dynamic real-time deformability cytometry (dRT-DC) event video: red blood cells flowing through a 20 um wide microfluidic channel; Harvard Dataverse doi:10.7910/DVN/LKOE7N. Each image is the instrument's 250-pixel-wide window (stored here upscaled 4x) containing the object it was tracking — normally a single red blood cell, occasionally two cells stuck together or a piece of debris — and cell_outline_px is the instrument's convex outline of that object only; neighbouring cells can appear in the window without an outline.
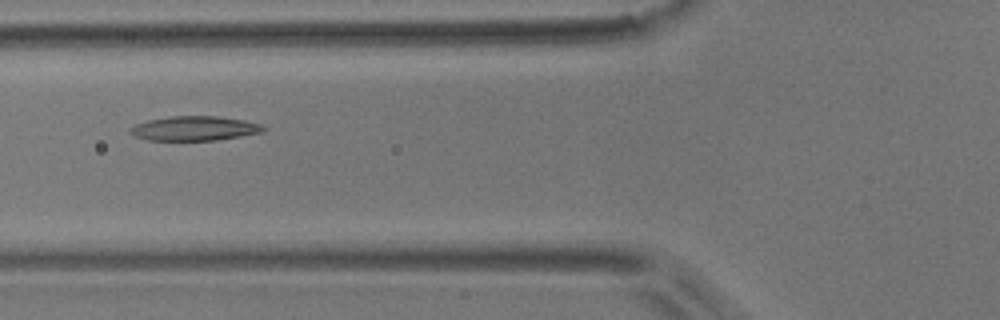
{"species": "common noctule bat (a hibernating species)", "species_latin": "Nyctalus noctula", "temperature_condition": "room temperature", "stored_images_in_passage": 14, "camera_frame_rate_fps": 3000, "um_per_image_px": 0.085, "animal": {"sex": "male", "body_mass_g": 17.9}, "frame": {"image": 1, "passage_image": 5, "time_ms": 5.667, "image_size_px": [1000, 320], "cell_outline_px": [[264, 132], [216, 140], [148, 140], [136, 136], [128, 132], [128, 128], [136, 124], [148, 120], [168, 116], [216, 116], [244, 120], [260, 124], [264, 128]], "centroid_in_image_um": [16.49, 10.91], "position_along_channel_um": 109.3, "area_um2": 18.9}}
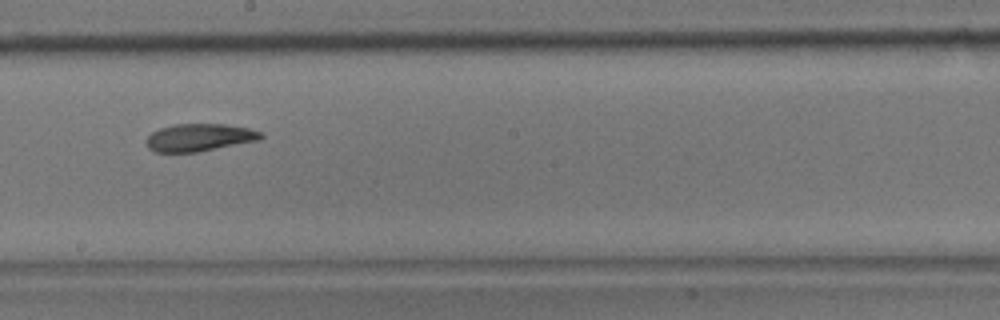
{"frame": {"image": 2, "passage_image": 8, "time_ms": 9.0, "image_size_px": [1000, 320], "cell_outline_px": [[264, 136], [260, 140], [196, 152], [152, 152], [148, 148], [144, 140], [152, 132], [160, 128], [176, 124], [224, 124], [248, 128], [260, 132]], "centroid_in_image_um": [16.91, 11.69], "position_along_channel_um": 231.3, "area_um2": 18.38}}
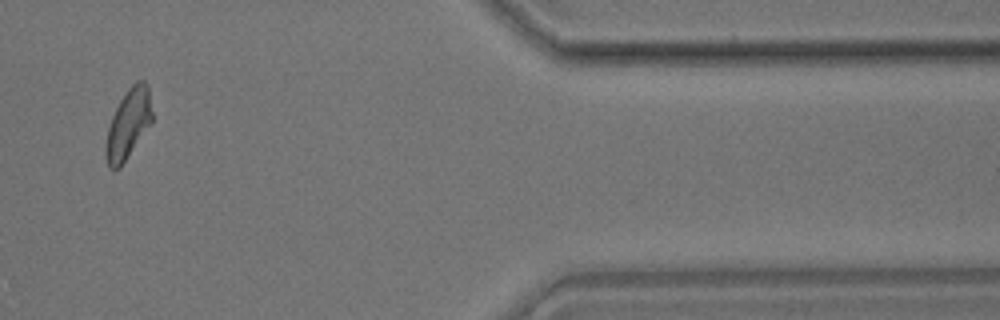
{"frame": {"image": 3, "passage_image": 12, "time_ms": 14.667, "image_size_px": [1000, 320], "cell_outline_px": [[152, 124], [120, 168], [108, 168], [104, 156], [104, 148], [108, 128], [112, 116], [120, 100], [128, 88], [136, 80], [144, 80], [148, 88], [152, 112]], "centroid_in_image_um": [10.89, 10.57], "position_along_channel_um": 400.5, "area_um2": 19.02}, "authors_computed_cell_mechanics": {"area_um2": 18.8139, "velocity_mm_per_s": 3.6474, "shape_relaxation_time_tau1_ms": 5.8043, "shape_relaxation_time_tau2_ms": null, "deformation_change_tau1": 0.138, "deformation_change_tau2": null}}